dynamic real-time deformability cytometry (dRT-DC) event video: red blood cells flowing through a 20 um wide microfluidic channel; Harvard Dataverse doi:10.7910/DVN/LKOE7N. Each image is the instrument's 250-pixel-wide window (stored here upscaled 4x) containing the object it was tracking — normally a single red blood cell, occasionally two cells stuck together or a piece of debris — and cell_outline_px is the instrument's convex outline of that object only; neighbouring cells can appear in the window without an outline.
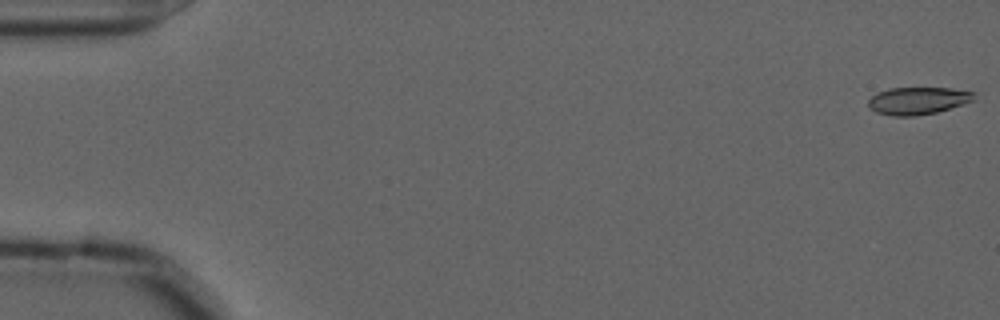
{"species": "common noctule bat (a hibernating species)", "species_latin": "Nyctalus noctula", "temperature_condition": "cold", "stored_images_in_passage": 6, "camera_frame_rate_fps": 3000, "um_per_image_px": 0.085, "animal": {"sex": "male", "forearm_length_mm": 52.5}, "frame": {"image": 1, "passage_image": 1, "time_ms": 0.0, "image_size_px": [1000, 320], "cell_outline_px": [[976, 100], [936, 112], [916, 116], [892, 116], [876, 112], [868, 108], [868, 100], [876, 92], [888, 88], [952, 88], [976, 92]], "centroid_in_image_um": [78.02, 8.55], "position_along_channel_um": 7.0, "area_um2": 17.11}}